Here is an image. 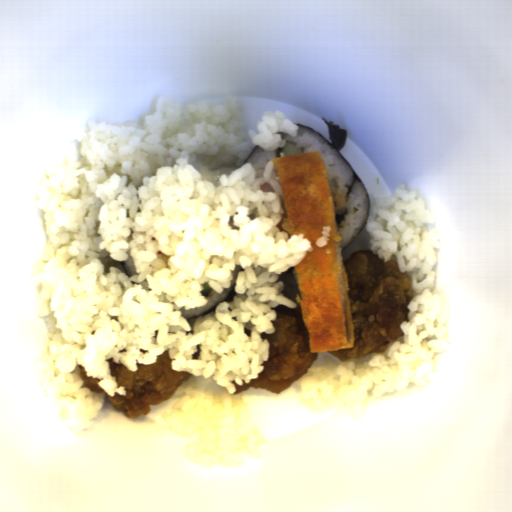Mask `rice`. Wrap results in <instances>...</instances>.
<instances>
[{
    "instance_id": "rice-1",
    "label": "rice",
    "mask_w": 512,
    "mask_h": 512,
    "mask_svg": "<svg viewBox=\"0 0 512 512\" xmlns=\"http://www.w3.org/2000/svg\"><path fill=\"white\" fill-rule=\"evenodd\" d=\"M243 110L234 96L180 106L164 94L142 121L90 118L76 133L79 161L58 165L36 189L46 241L32 279L48 330L38 366L71 430H86L106 399L86 388L79 366L109 396L126 397L107 359L137 372L169 351L172 368L189 377L164 421L168 435L185 439L186 457L228 461L261 447L235 391L264 371L274 307L295 306L281 276L313 245L277 227L275 163L257 178L245 162L256 145L285 148L278 132L296 138L299 126L265 111L253 130ZM130 258L138 272L130 278L109 267ZM206 282L237 295L214 313L181 317L182 307L206 305Z\"/></svg>"
},
{
    "instance_id": "rice-2",
    "label": "rice",
    "mask_w": 512,
    "mask_h": 512,
    "mask_svg": "<svg viewBox=\"0 0 512 512\" xmlns=\"http://www.w3.org/2000/svg\"><path fill=\"white\" fill-rule=\"evenodd\" d=\"M374 201L366 222L370 249L382 260L396 261L399 272L409 273L414 291L407 321L399 324L404 335L368 357L336 362L325 356L322 366L308 367L299 381V398L314 409L364 405L409 384L425 385L447 356L448 304L434 291L442 244L433 211L419 191L403 183L390 195L374 192Z\"/></svg>"
},
{
    "instance_id": "rice-3",
    "label": "rice",
    "mask_w": 512,
    "mask_h": 512,
    "mask_svg": "<svg viewBox=\"0 0 512 512\" xmlns=\"http://www.w3.org/2000/svg\"><path fill=\"white\" fill-rule=\"evenodd\" d=\"M281 140L299 148L300 154L319 151L325 165L337 236L341 251L357 236L369 212L368 195L360 181H355L351 169L335 149L315 132L298 127L295 137L277 132Z\"/></svg>"
},
{
    "instance_id": "rice-4",
    "label": "rice",
    "mask_w": 512,
    "mask_h": 512,
    "mask_svg": "<svg viewBox=\"0 0 512 512\" xmlns=\"http://www.w3.org/2000/svg\"><path fill=\"white\" fill-rule=\"evenodd\" d=\"M232 288H224L222 292L211 290L207 294H203L206 299V305L199 307L197 309H184L183 307L180 310L181 317L186 319H192L194 317L199 316L200 314L206 312L211 309L215 305L219 304L222 300H224Z\"/></svg>"
},
{
    "instance_id": "rice-5",
    "label": "rice",
    "mask_w": 512,
    "mask_h": 512,
    "mask_svg": "<svg viewBox=\"0 0 512 512\" xmlns=\"http://www.w3.org/2000/svg\"><path fill=\"white\" fill-rule=\"evenodd\" d=\"M277 150H264L258 145L255 150L250 154L246 163H250L256 175V179L264 175L265 167L269 161L273 158L279 157Z\"/></svg>"
},
{
    "instance_id": "rice-6",
    "label": "rice",
    "mask_w": 512,
    "mask_h": 512,
    "mask_svg": "<svg viewBox=\"0 0 512 512\" xmlns=\"http://www.w3.org/2000/svg\"><path fill=\"white\" fill-rule=\"evenodd\" d=\"M331 226L324 225L322 227V235L317 238L315 244L317 247H325L328 243L329 236H330Z\"/></svg>"
},
{
    "instance_id": "rice-7",
    "label": "rice",
    "mask_w": 512,
    "mask_h": 512,
    "mask_svg": "<svg viewBox=\"0 0 512 512\" xmlns=\"http://www.w3.org/2000/svg\"><path fill=\"white\" fill-rule=\"evenodd\" d=\"M279 201H280V207H281V210L283 212V215L279 221V223L277 224V228H278V231H281V232H287L284 230L283 228V221L285 218H287V214H286V207H285V202H284V198H283V195L281 198H279Z\"/></svg>"
},
{
    "instance_id": "rice-8",
    "label": "rice",
    "mask_w": 512,
    "mask_h": 512,
    "mask_svg": "<svg viewBox=\"0 0 512 512\" xmlns=\"http://www.w3.org/2000/svg\"><path fill=\"white\" fill-rule=\"evenodd\" d=\"M125 270L128 273L129 277L131 278L133 275H136L138 272L136 270L135 264L132 261V259H127L124 262Z\"/></svg>"
}]
</instances>
